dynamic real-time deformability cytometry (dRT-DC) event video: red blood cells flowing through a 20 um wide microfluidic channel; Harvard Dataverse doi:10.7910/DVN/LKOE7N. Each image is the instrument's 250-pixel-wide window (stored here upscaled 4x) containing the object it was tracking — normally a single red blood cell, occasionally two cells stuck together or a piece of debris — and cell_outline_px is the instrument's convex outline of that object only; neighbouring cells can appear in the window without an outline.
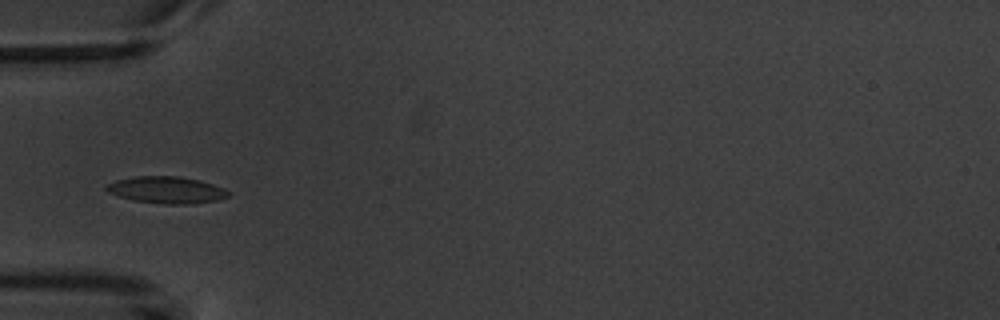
{"species": "common noctule bat (a hibernating species)", "species_latin": "Nyctalus noctula", "temperature_condition": "warm", "stored_images_in_passage": 4, "camera_frame_rate_fps": 3000, "um_per_image_px": 0.085, "animal": {"sex": "male", "body_mass_g": 20.1, "forearm_length_mm": 53.5}, "frame": {"image": 1, "passage_image": 4, "time_ms": 3.333, "image_size_px": [1000, 320], "cell_outline_px": [[232, 192], [228, 196], [216, 200], [192, 204], [164, 204], [132, 200], [108, 192], [104, 188], [108, 184], [116, 180], [136, 176], [176, 176], [200, 180], [224, 188]], "centroid_in_image_um": [14.17, 16.14], "position_along_channel_um": 70.8, "area_um2": 19.02}}